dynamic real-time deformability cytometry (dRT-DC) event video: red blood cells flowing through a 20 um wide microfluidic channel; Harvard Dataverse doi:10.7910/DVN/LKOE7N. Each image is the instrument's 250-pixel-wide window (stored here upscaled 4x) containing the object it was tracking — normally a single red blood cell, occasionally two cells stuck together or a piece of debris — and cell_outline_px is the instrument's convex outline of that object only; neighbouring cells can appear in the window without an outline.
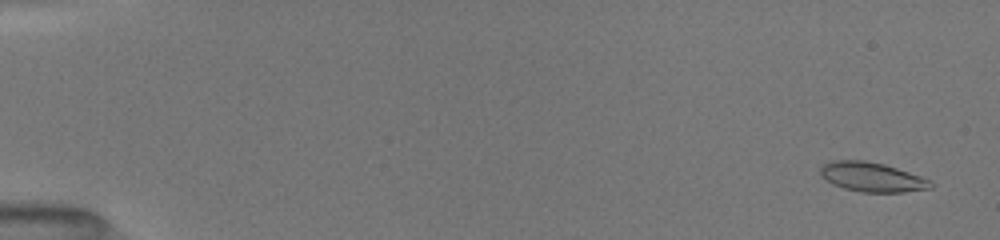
{"species": "common noctule bat (a hibernating species)", "species_latin": "Nyctalus noctula", "temperature_condition": "room temperature", "stored_images_in_passage": 53, "camera_frame_rate_fps": 3000, "um_per_image_px": 0.085, "animal": {"sex": "female", "body_mass_g": 19.5, "forearm_length_mm": 54.1}, "frame": {"image": 1, "passage_image": 3, "time_ms": 0.667, "image_size_px": [1000, 240], "cell_outline_px": [[932, 188], [904, 192], [860, 192], [844, 188], [832, 184], [820, 176], [820, 168], [824, 164], [832, 160], [864, 160], [884, 164], [932, 180]], "centroid_in_image_um": [74.1, 15.05], "position_along_channel_um": 10.9, "area_um2": 18.96}}
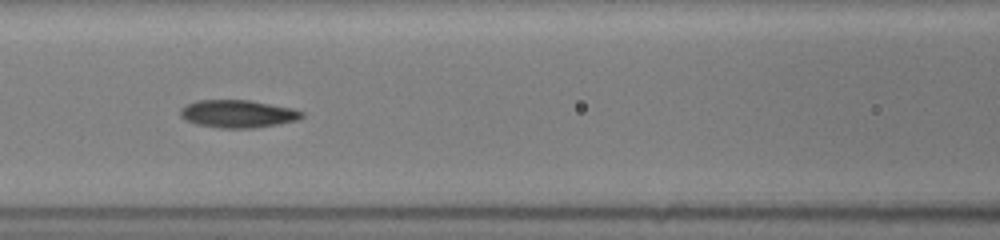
{"frame": {"image": 2, "passage_image": 25, "time_ms": 8.0, "image_size_px": [1000, 240], "cell_outline_px": [[304, 116], [296, 120], [280, 124], [256, 128], [220, 128], [196, 124], [184, 120], [180, 116], [180, 108], [196, 100], [252, 100], [292, 108], [304, 112]], "centroid_in_image_um": [20.21, 9.67], "position_along_channel_um": 146.4, "area_um2": 19.83}}
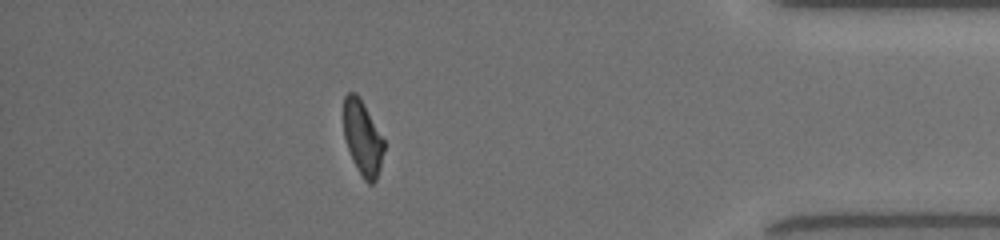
{"frame": {"image": 3, "passage_image": 47, "time_ms": 15.333, "image_size_px": [1000, 240], "cell_outline_px": [[384, 152], [380, 168], [376, 180], [372, 184], [368, 184], [364, 180], [352, 160], [344, 136], [344, 96], [348, 92], [356, 92], [364, 104], [384, 140]], "centroid_in_image_um": [30.82, 11.73], "position_along_channel_um": 404.4, "area_um2": 17.46}, "authors_computed_cell_mechanics": {"area_um2": 18.9584, "velocity_mm_per_s": 4.0056, "shape_relaxation_time_tau1_ms": 6.5578, "shape_relaxation_time_tau2_ms": 4.1403, "deformation_change_tau1": 0.2074, "deformation_change_tau2": 0.1166}}